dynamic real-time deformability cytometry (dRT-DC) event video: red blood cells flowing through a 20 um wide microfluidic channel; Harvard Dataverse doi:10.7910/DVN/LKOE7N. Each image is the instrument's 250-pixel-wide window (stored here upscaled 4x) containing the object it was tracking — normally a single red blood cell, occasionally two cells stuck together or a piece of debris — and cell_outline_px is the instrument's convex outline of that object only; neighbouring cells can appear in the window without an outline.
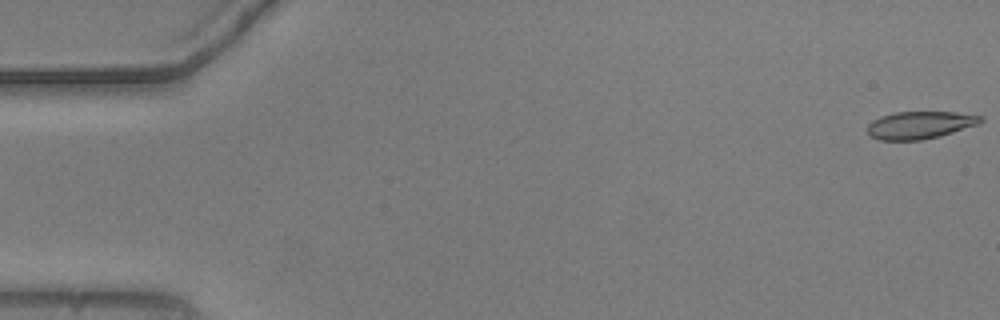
{"species": "common noctule bat (a hibernating species)", "species_latin": "Nyctalus noctula", "temperature_condition": "warm", "stored_images_in_passage": 53, "camera_frame_rate_fps": 3000, "um_per_image_px": 0.085, "animal": {"sex": "male", "body_mass_g": 20.5, "forearm_length_mm": 52.5}, "frame": {"image": 1, "passage_image": 1, "time_ms": 0.0, "image_size_px": [1000, 320], "cell_outline_px": [[984, 120], [976, 124], [952, 132], [920, 140], [880, 140], [872, 136], [868, 132], [868, 124], [872, 120], [880, 116], [896, 112], [956, 112], [984, 116]], "centroid_in_image_um": [78.17, 10.61], "position_along_channel_um": 6.8, "area_um2": 17.86}}
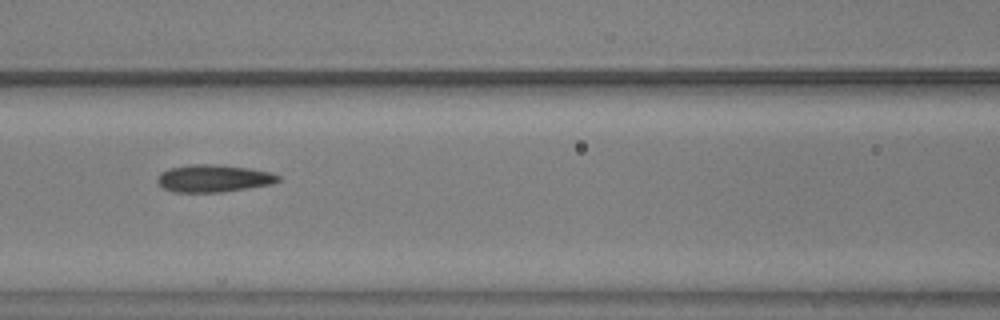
{"frame": {"image": 2, "passage_image": 24, "time_ms": 7.667, "image_size_px": [1000, 320], "cell_outline_px": [[280, 180], [272, 184], [248, 188], [220, 192], [172, 192], [164, 188], [156, 180], [160, 172], [168, 168], [192, 164], [216, 164], [248, 168], [268, 172], [280, 176]], "centroid_in_image_um": [18.12, 15.16], "position_along_channel_um": 148.5, "area_um2": 19.25}}
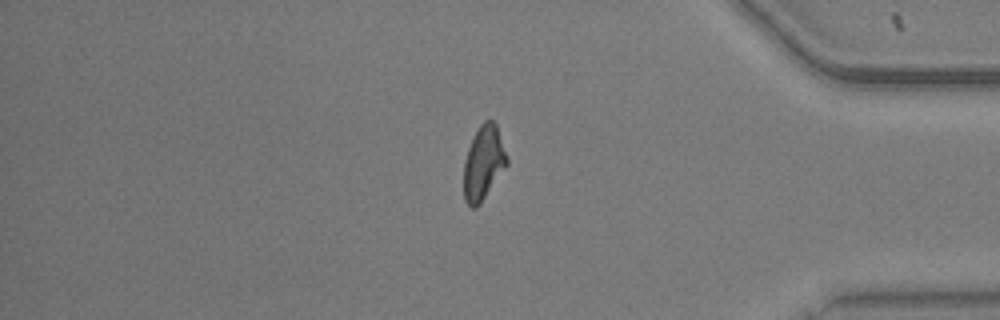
{"frame": {"image": 3, "passage_image": 46, "time_ms": 15.0, "image_size_px": [1000, 320], "cell_outline_px": [[508, 164], [480, 204], [476, 208], [472, 208], [464, 200], [464, 160], [468, 148], [480, 124], [484, 120], [492, 120], [496, 124], [508, 156]], "centroid_in_image_um": [41.1, 13.85], "position_along_channel_um": 394.1, "area_um2": 18.61}}